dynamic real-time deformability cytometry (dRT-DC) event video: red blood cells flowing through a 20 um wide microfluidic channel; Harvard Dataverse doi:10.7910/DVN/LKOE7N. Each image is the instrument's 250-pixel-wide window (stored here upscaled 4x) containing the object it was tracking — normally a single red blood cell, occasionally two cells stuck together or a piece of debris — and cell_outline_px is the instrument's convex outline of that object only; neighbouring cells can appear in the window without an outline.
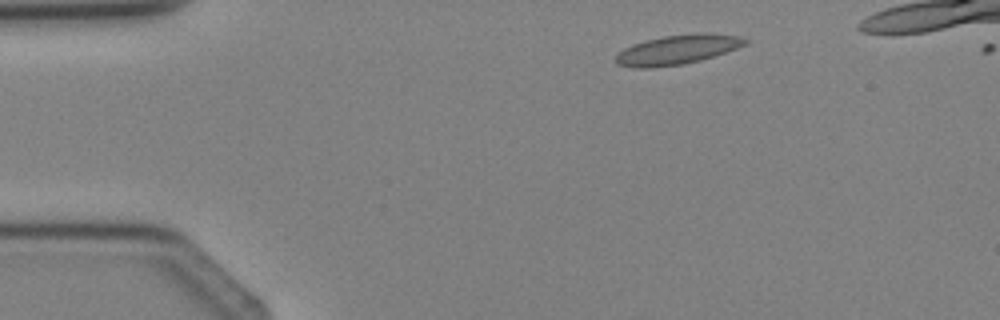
{"species": "Egyptian fruit bat (a non-hibernating species)", "species_latin": "Rousettus aegyptiacus", "temperature_condition": "cold", "stored_images_in_passage": 4, "camera_frame_rate_fps": 3000, "um_per_image_px": 0.085, "animal": {"sex": "female"}, "frame": {"image": 1, "passage_image": 2, "time_ms": 1.0, "image_size_px": [1000, 320], "cell_outline_px": [[748, 44], [700, 60], [684, 64], [652, 68], [636, 68], [616, 64], [616, 56], [624, 48], [632, 44], [664, 36], [704, 32], [740, 36], [748, 40]], "centroid_in_image_um": [57.58, 4.22], "position_along_channel_um": 27.4, "area_um2": 22.08}}